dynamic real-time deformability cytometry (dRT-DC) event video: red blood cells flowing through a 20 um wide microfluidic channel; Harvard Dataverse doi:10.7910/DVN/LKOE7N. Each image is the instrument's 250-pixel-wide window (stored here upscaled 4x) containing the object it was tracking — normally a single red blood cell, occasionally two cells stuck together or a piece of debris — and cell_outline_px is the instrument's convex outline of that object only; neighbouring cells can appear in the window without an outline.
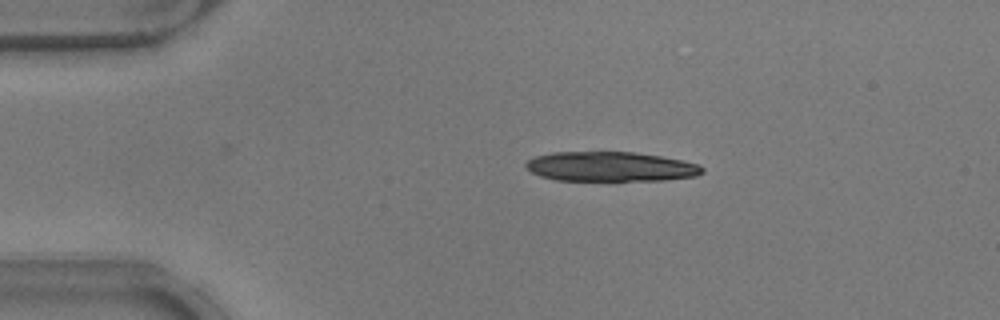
{"species": "common noctule bat (a hibernating species)", "species_latin": "Nyctalus noctula", "temperature_condition": "warm", "stored_images_in_passage": 39, "camera_frame_rate_fps": 3000, "um_per_image_px": 0.085, "animal": {"sex": "male", "body_mass_g": 17.9}, "frame": {"image": 1, "passage_image": 1, "time_ms": 0.0, "image_size_px": [1000, 320], "cell_outline_px": [[704, 172], [696, 176], [664, 180], [556, 180], [540, 176], [524, 168], [524, 164], [528, 160], [536, 156], [552, 152], [632, 152], [660, 156], [700, 164], [704, 168]], "centroid_in_image_um": [51.88, 14.16], "position_along_channel_um": 33.1, "area_um2": 30.46}}
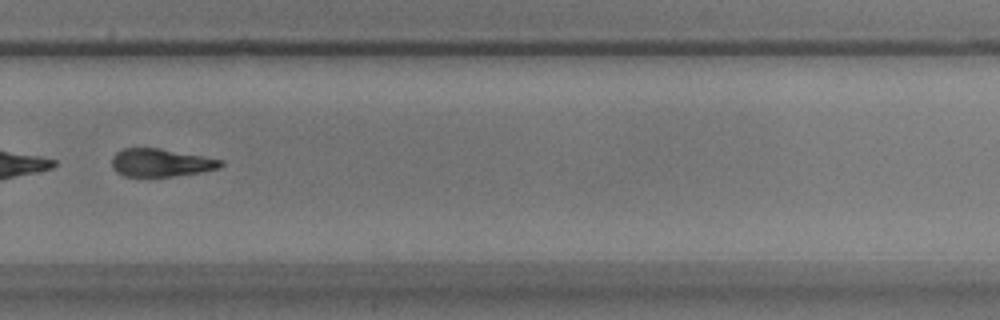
{"frame": {"image": 2, "passage_image": 27, "time_ms": 8.667, "image_size_px": [1000, 320], "cell_outline_px": [[224, 164], [220, 168], [200, 172], [172, 176], [124, 176], [116, 172], [112, 168], [112, 156], [116, 152], [124, 148], [160, 148], [204, 156], [224, 160]], "centroid_in_image_um": [13.68, 13.82], "position_along_channel_um": 316.1, "area_um2": 17.8}}
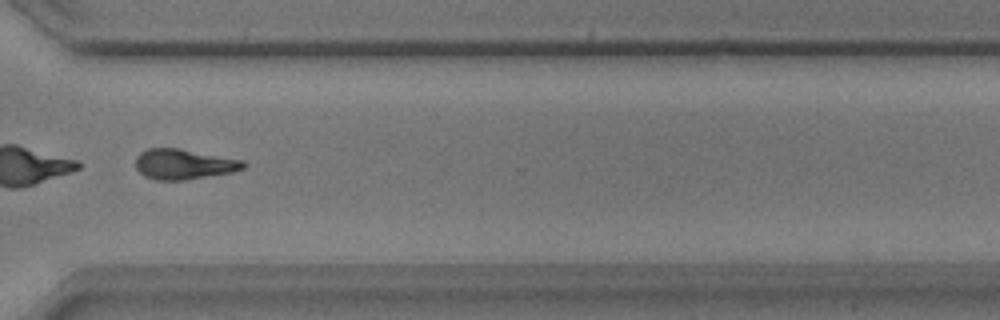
{"frame": {"image": 3, "passage_image": 30, "time_ms": 9.667, "image_size_px": [1000, 320], "cell_outline_px": [[248, 164], [244, 168], [232, 172], [184, 180], [156, 180], [144, 176], [136, 168], [136, 156], [140, 152], [148, 148], [180, 148], [244, 160]], "centroid_in_image_um": [15.63, 13.95], "position_along_channel_um": 355.0, "area_um2": 19.13}, "authors_computed_cell_mechanics": {"area_um2": 18.6694, "velocity_mm_per_s": 3.8668, "shape_relaxation_time_tau1_ms": 2.8977, "shape_relaxation_time_tau2_ms": 8.5278, "deformation_change_tau1": 0.1757, "deformation_change_tau2": 0.2215}}